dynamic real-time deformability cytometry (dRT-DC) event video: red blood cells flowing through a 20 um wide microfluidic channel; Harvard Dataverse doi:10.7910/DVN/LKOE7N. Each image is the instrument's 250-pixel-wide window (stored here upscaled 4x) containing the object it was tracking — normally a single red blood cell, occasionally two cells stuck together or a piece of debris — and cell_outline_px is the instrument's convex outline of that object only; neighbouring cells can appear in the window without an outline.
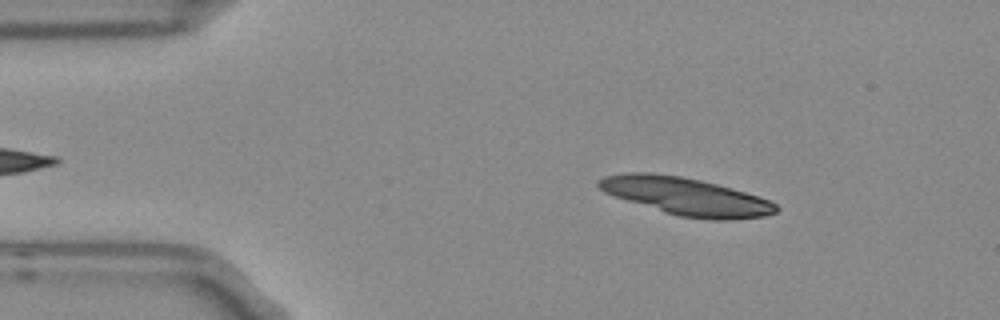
{"species": "Egyptian fruit bat (a non-hibernating species)", "species_latin": "Rousettus aegyptiacus", "temperature_condition": "room temperature", "stored_images_in_passage": 6, "camera_frame_rate_fps": 3000, "um_per_image_px": 0.085, "frame": {"image": 1, "passage_image": 2, "time_ms": 0.333, "image_size_px": [1000, 320], "cell_outline_px": [[780, 208], [776, 212], [764, 216], [732, 220], [712, 220], [680, 216], [664, 212], [604, 192], [596, 184], [596, 180], [604, 176], [624, 172], [648, 172], [680, 176], [700, 180], [732, 188], [768, 200], [776, 204]], "centroid_in_image_um": [58.3, 16.68], "position_along_channel_um": 26.7, "area_um2": 38.55}}